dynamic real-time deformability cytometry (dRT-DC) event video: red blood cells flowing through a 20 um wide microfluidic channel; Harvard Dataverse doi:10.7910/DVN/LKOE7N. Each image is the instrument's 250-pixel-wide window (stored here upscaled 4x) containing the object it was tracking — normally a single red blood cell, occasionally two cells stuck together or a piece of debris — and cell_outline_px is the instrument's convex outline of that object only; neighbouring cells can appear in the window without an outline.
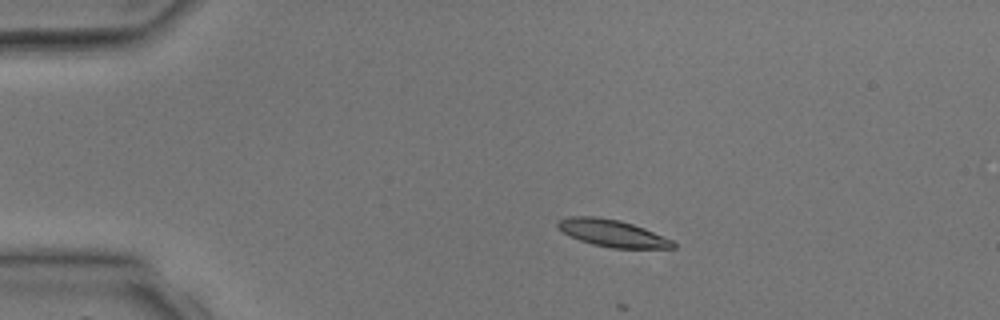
{"species": "common noctule bat (a hibernating species)", "species_latin": "Nyctalus noctula", "temperature_condition": "room temperature", "stored_images_in_passage": 4, "camera_frame_rate_fps": 3000, "um_per_image_px": 0.085, "animal": {"sex": "male", "body_mass_g": 17.9, "forearm_length_mm": 54.2}, "frame": {"image": 1, "passage_image": 2, "time_ms": 1.333, "image_size_px": [1000, 320], "cell_outline_px": [[676, 248], [612, 248], [592, 244], [580, 240], [564, 232], [556, 224], [560, 220], [568, 216], [596, 216], [620, 220], [644, 228], [672, 240], [676, 244]], "centroid_in_image_um": [52.07, 19.82], "position_along_channel_um": 32.9, "area_um2": 17.98}}